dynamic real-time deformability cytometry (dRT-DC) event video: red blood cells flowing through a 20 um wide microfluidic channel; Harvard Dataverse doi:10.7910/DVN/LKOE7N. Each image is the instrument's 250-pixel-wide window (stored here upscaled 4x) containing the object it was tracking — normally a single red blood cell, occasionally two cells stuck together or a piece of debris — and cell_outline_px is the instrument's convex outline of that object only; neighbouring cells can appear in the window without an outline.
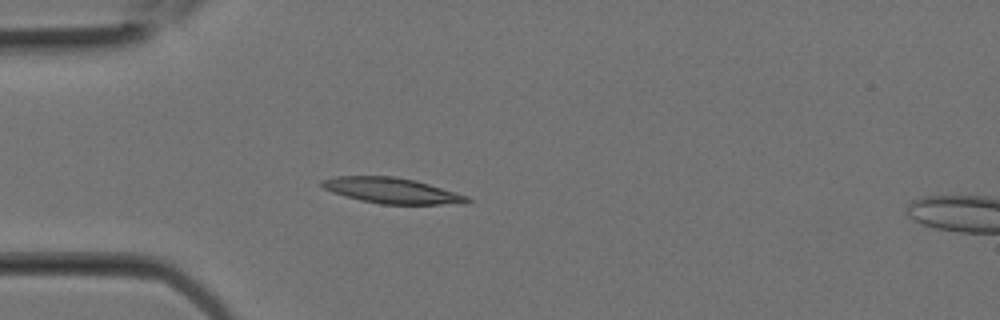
{"species": "Egyptian fruit bat (a non-hibernating species)", "species_latin": "Rousettus aegyptiacus", "temperature_condition": "room temperature", "stored_images_in_passage": 8, "camera_frame_rate_fps": 3000, "um_per_image_px": 0.085, "animal": {"sex": "female"}, "frame": {"image": 1, "passage_image": 6, "time_ms": 1.667, "image_size_px": [1000, 320], "cell_outline_px": [[472, 200], [468, 204], [380, 204], [360, 200], [344, 196], [332, 192], [324, 188], [320, 184], [320, 180], [336, 176], [392, 176], [416, 180], [456, 192], [468, 196]], "centroid_in_image_um": [33.33, 16.2], "position_along_channel_um": 51.7, "area_um2": 21.85}}
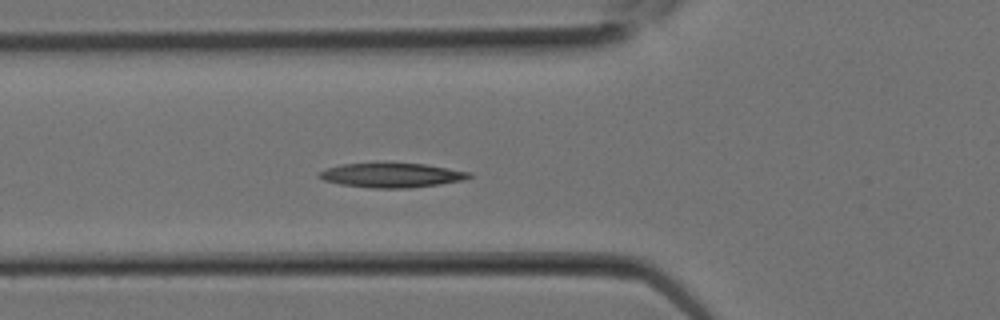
{"frame": {"image": 2, "passage_image": 8, "time_ms": 2.333, "image_size_px": [1000, 320], "cell_outline_px": [[472, 176], [460, 180], [440, 184], [408, 188], [372, 188], [340, 184], [324, 180], [316, 176], [320, 172], [328, 168], [340, 164], [376, 160], [380, 160], [424, 164], [472, 172]], "centroid_in_image_um": [33.23, 14.84], "position_along_channel_um": 92.6, "area_um2": 22.2}}